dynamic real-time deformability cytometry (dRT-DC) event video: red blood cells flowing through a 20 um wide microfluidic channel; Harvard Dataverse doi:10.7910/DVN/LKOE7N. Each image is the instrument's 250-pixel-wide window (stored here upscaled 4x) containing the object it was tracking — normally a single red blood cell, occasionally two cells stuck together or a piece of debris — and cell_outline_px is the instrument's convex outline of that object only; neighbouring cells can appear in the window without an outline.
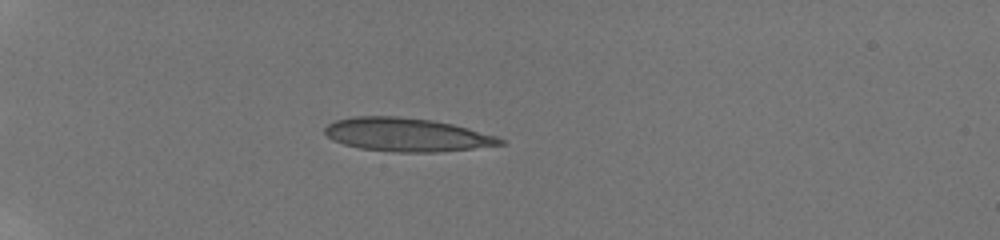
{"species": "human", "species_latin": "Homo sapiens", "temperature_condition": "room temperature", "stored_images_in_passage": 9, "camera_frame_rate_fps": 3000, "um_per_image_px": 0.085, "donor": {"sex": "male"}, "frame": {"image": 1, "passage_image": 4, "time_ms": 1.667, "image_size_px": [1000, 240], "cell_outline_px": [[508, 144], [436, 152], [396, 152], [360, 148], [344, 144], [332, 140], [324, 132], [324, 128], [328, 124], [336, 120], [352, 116], [396, 116], [432, 120], [452, 124], [468, 128], [496, 136], [504, 140]], "centroid_in_image_um": [34.56, 11.45], "position_along_channel_um": 50.4, "area_um2": 34.1}}
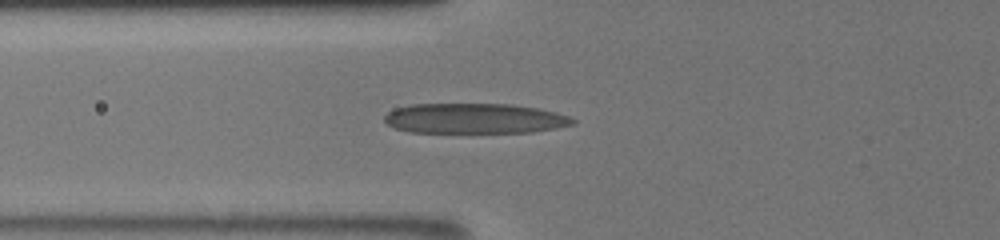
{"frame": {"image": 2, "passage_image": 8, "time_ms": 3.667, "image_size_px": [1000, 240], "cell_outline_px": [[576, 124], [556, 128], [532, 132], [408, 132], [396, 128], [388, 124], [384, 120], [384, 116], [388, 112], [396, 108], [412, 104], [512, 104], [536, 108], [556, 112], [568, 116], [576, 120]], "centroid_in_image_um": [40.36, 10.07], "position_along_channel_um": 85.4, "area_um2": 33.06}}